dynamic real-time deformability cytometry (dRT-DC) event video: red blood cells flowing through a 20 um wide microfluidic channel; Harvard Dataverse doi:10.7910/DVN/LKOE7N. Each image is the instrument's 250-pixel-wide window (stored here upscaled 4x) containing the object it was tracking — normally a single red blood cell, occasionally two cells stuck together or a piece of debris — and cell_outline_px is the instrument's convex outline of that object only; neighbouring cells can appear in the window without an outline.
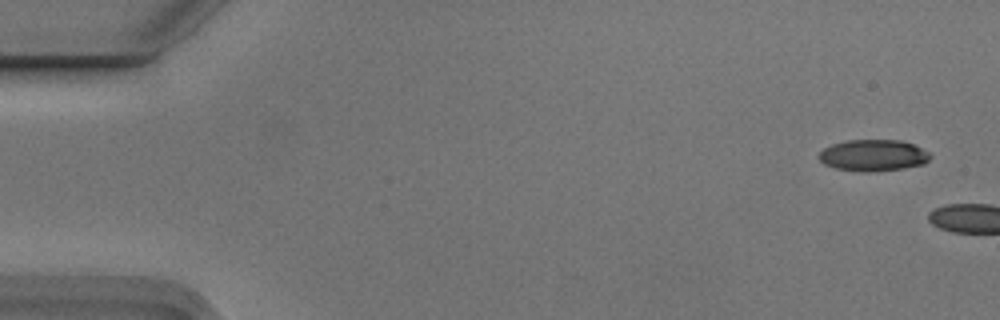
{"species": "Egyptian fruit bat (a non-hibernating species)", "species_latin": "Rousettus aegyptiacus", "temperature_condition": "cold", "stored_images_in_passage": 4, "camera_frame_rate_fps": 3000, "um_per_image_px": 0.085, "animal": {"sex": "male"}, "frame": {"image": 1, "passage_image": 1, "time_ms": 0.0, "image_size_px": [1000, 320], "cell_outline_px": [[932, 156], [924, 164], [904, 168], [868, 172], [864, 172], [836, 168], [824, 164], [816, 156], [824, 148], [832, 144], [848, 140], [900, 140], [912, 144], [928, 152]], "centroid_in_image_um": [74.21, 13.2], "position_along_channel_um": 10.8, "area_um2": 20.35}}